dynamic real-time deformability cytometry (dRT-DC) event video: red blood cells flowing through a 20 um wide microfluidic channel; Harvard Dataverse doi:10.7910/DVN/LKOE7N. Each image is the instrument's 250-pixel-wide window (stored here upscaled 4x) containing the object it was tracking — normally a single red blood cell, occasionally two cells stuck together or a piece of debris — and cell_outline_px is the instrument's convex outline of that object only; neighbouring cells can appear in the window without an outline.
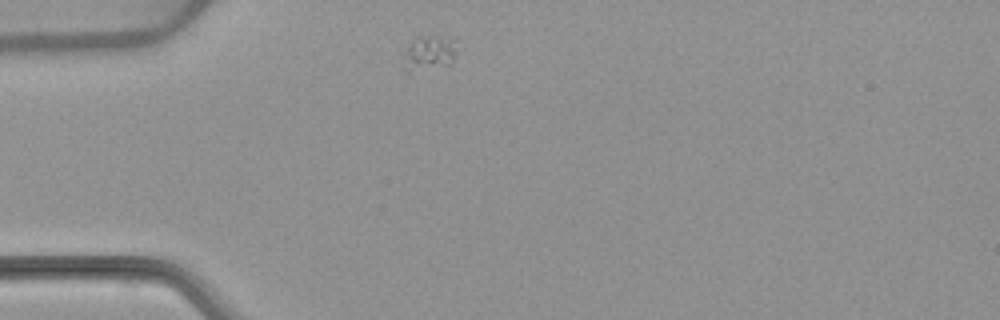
{"species": "common noctule bat (a hibernating species)", "species_latin": "Nyctalus noctula", "temperature_condition": "warm", "stored_images_in_passage": 42, "camera_frame_rate_fps": 3000, "um_per_image_px": 0.085, "animal": {"sex": "female", "body_mass_g": 22.7, "forearm_length_mm": 54.2}, "frame": {"image": 1, "passage_image": 1, "time_ms": 0.0, "image_size_px": [1000, 320], "cell_outline_px": [[452, 64], [408, 72], [404, 72], [404, 68], [408, 48], [416, 36], [432, 32], [436, 32], [448, 40], [452, 48]], "centroid_in_image_um": [36.4, 4.47], "position_along_channel_um": 48.6, "area_um2": 10.35}}
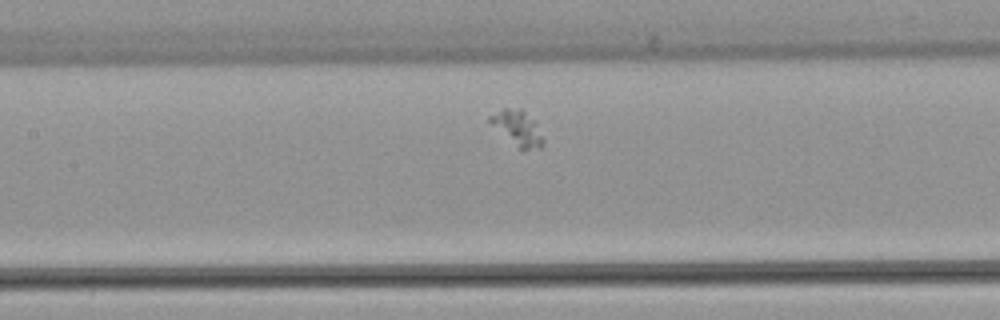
{"frame": {"image": 2, "passage_image": 12, "time_ms": 3.667, "image_size_px": [1000, 320], "cell_outline_px": [[544, 144], [540, 148], [520, 152], [488, 120], [488, 116], [504, 108], [520, 108], [536, 120], [544, 140]], "centroid_in_image_um": [44.04, 10.92], "position_along_channel_um": 163.4, "area_um2": 11.21}}
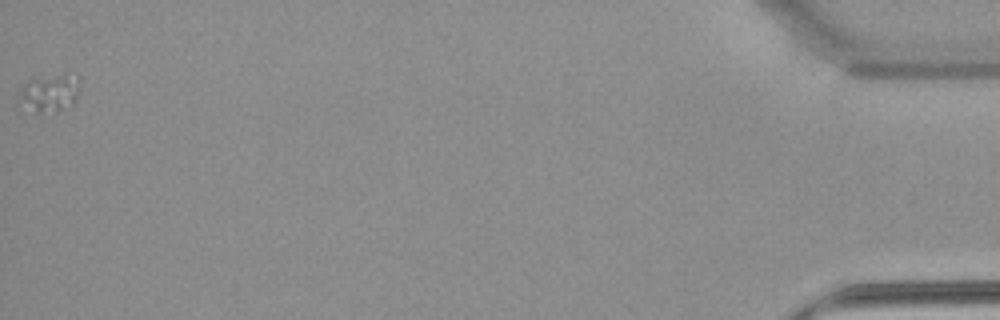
{"frame": {"image": 3, "passage_image": 42, "time_ms": 13.667, "image_size_px": [1000, 320], "cell_outline_px": [[80, 92], [72, 104], [56, 112], [32, 112], [16, 104], [20, 92], [24, 84], [36, 80], [64, 72], [76, 80], [80, 88]], "centroid_in_image_um": [4.17, 7.96], "position_along_channel_um": 431.0, "area_um2": 13.18}}